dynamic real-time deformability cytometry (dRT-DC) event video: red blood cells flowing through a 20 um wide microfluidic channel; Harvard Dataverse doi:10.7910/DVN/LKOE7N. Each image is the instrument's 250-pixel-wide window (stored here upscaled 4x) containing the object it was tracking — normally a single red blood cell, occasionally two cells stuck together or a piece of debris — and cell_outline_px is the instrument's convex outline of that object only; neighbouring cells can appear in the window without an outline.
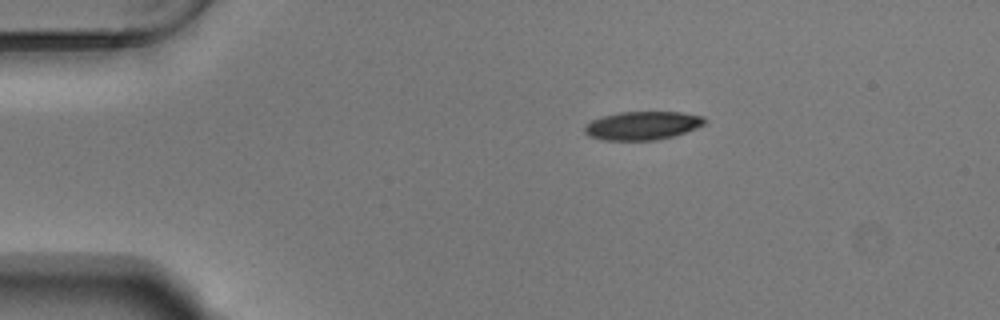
{"species": "Egyptian fruit bat (a non-hibernating species)", "species_latin": "Rousettus aegyptiacus", "temperature_condition": "warm", "stored_images_in_passage": 45, "camera_frame_rate_fps": 3000, "um_per_image_px": 0.085, "animal": {"sex": "male"}, "frame": {"image": 1, "passage_image": 1, "time_ms": 0.0, "image_size_px": [1000, 320], "cell_outline_px": [[708, 120], [704, 124], [696, 128], [672, 136], [656, 140], [604, 140], [588, 136], [584, 132], [584, 124], [592, 120], [604, 116], [620, 112], [680, 112], [704, 116]], "centroid_in_image_um": [54.6, 10.67], "position_along_channel_um": 30.4, "area_um2": 19.88}}
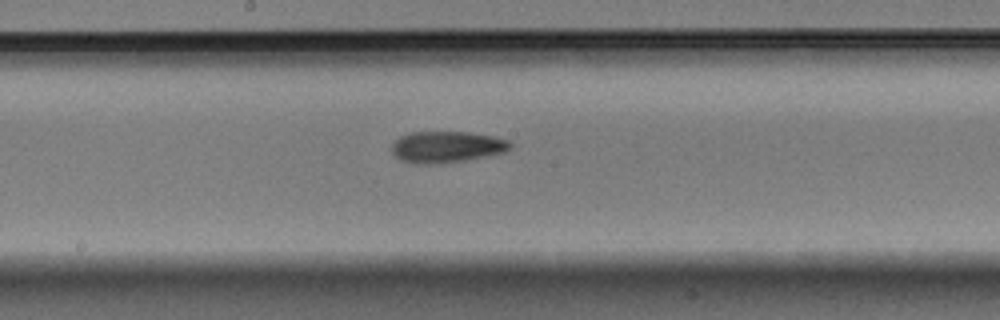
{"frame": {"image": 2, "passage_image": 20, "time_ms": 6.333, "image_size_px": [1000, 320], "cell_outline_px": [[512, 144], [504, 152], [464, 160], [440, 164], [412, 164], [400, 160], [392, 152], [392, 144], [400, 136], [408, 132], [468, 132], [492, 136], [508, 140]], "centroid_in_image_um": [37.91, 12.49], "position_along_channel_um": 210.3, "area_um2": 21.62}}
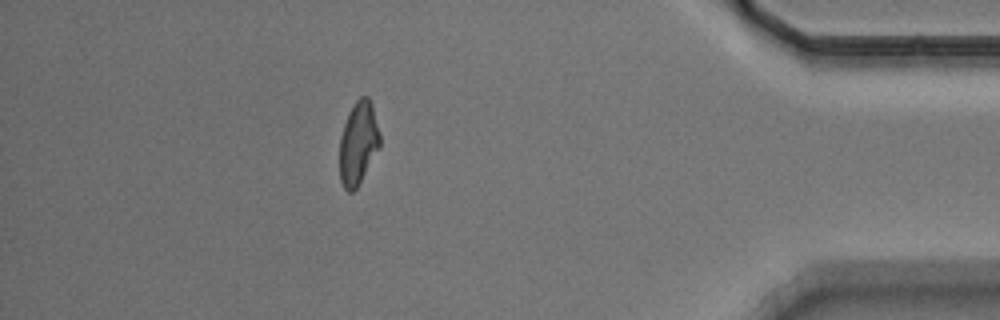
{"frame": {"image": 3, "passage_image": 39, "time_ms": 12.667, "image_size_px": [1000, 320], "cell_outline_px": [[380, 148], [356, 188], [352, 192], [348, 192], [344, 188], [340, 180], [340, 136], [348, 112], [356, 100], [360, 96], [368, 96], [372, 104], [380, 132]], "centroid_in_image_um": [30.46, 12.14], "position_along_channel_um": 404.7, "area_um2": 19.59}, "authors_computed_cell_mechanics": {"area_um2": 20.7502, "velocity_mm_per_s": 3.7411, "shape_relaxation_time_tau1_ms": 9.9191, "shape_relaxation_time_tau2_ms": 5.0664, "deformation_change_tau1": 0.2214, "deformation_change_tau2": 0.1321}}